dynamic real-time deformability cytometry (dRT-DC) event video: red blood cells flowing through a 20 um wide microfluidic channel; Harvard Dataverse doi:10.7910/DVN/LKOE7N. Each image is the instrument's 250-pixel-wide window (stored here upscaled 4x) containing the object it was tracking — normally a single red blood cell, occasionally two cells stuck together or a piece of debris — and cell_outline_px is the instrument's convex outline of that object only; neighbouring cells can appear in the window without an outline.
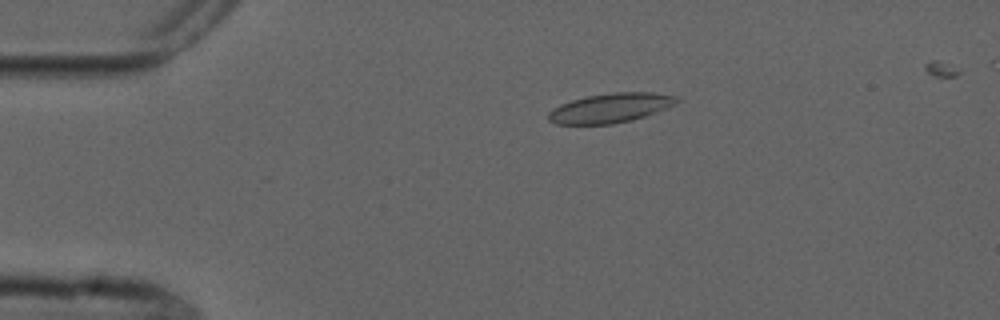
{"species": "common noctule bat (a hibernating species)", "species_latin": "Nyctalus noctula", "temperature_condition": "cold", "stored_images_in_passage": 10, "camera_frame_rate_fps": 3000, "um_per_image_px": 0.085, "animal": {"sex": "male", "forearm_length_mm": 52.5}, "frame": {"image": 1, "passage_image": 4, "time_ms": 3.333, "image_size_px": [1000, 320], "cell_outline_px": [[680, 100], [676, 104], [644, 116], [632, 120], [612, 124], [556, 124], [548, 120], [548, 112], [552, 108], [560, 104], [572, 100], [588, 96], [612, 92], [652, 92], [680, 96]], "centroid_in_image_um": [51.9, 9.17], "position_along_channel_um": 33.1, "area_um2": 22.08}}
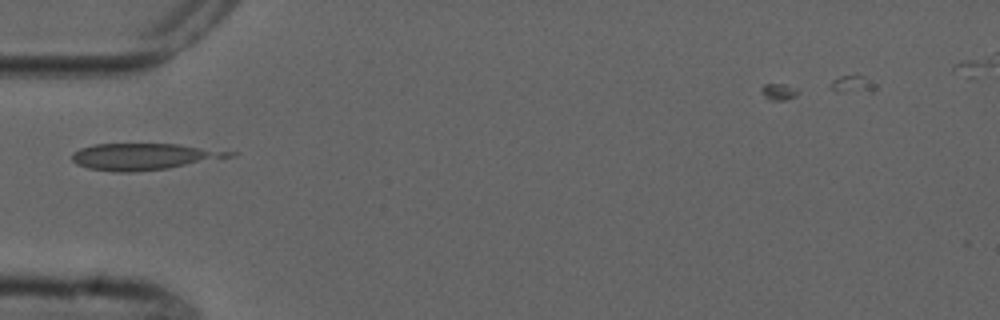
{"frame": {"image": 2, "passage_image": 6, "time_ms": 5.667, "image_size_px": [1000, 320], "cell_outline_px": [[208, 152], [204, 156], [196, 160], [184, 164], [168, 168], [132, 172], [112, 172], [88, 168], [76, 164], [72, 160], [72, 152], [80, 148], [96, 144], [180, 144], [200, 148]], "centroid_in_image_um": [11.51, 13.32], "position_along_channel_um": 73.5, "area_um2": 21.73}}
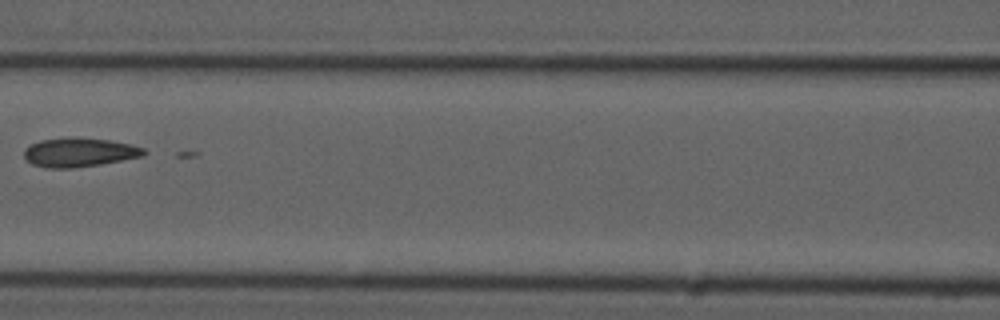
{"frame": {"image": 3, "passage_image": 8, "time_ms": 8.0, "image_size_px": [1000, 320], "cell_outline_px": [[148, 152], [144, 156], [100, 164], [72, 168], [44, 168], [32, 164], [24, 156], [24, 148], [40, 140], [108, 140], [132, 144], [144, 148]], "centroid_in_image_um": [6.77, 13.0], "position_along_channel_um": 159.8, "area_um2": 19.48}}